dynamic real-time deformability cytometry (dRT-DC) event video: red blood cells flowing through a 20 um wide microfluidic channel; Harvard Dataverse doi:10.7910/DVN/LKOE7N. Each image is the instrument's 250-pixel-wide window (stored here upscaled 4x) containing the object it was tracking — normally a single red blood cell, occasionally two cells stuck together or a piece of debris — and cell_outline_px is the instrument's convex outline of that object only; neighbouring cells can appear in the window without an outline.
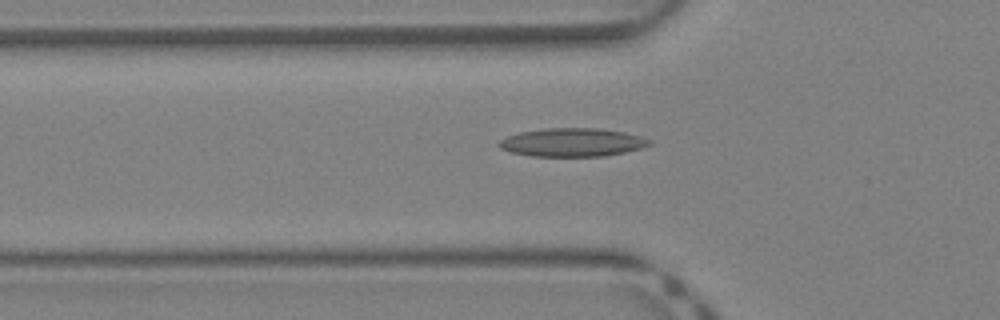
{"species": "Egyptian fruit bat (a non-hibernating species)", "species_latin": "Rousettus aegyptiacus", "temperature_condition": "warm", "stored_images_in_passage": 31, "camera_frame_rate_fps": 3000, "um_per_image_px": 0.085, "animal": {"sex": "female"}, "frame": {"image": 1, "passage_image": 5, "time_ms": 1.333, "image_size_px": [1000, 320], "cell_outline_px": [[652, 144], [640, 148], [624, 152], [604, 156], [532, 156], [512, 152], [500, 148], [496, 144], [500, 140], [508, 136], [520, 132], [548, 128], [600, 128], [624, 132], [640, 136], [652, 140]], "centroid_in_image_um": [48.65, 12.1], "position_along_channel_um": 77.1, "area_um2": 24.8}}
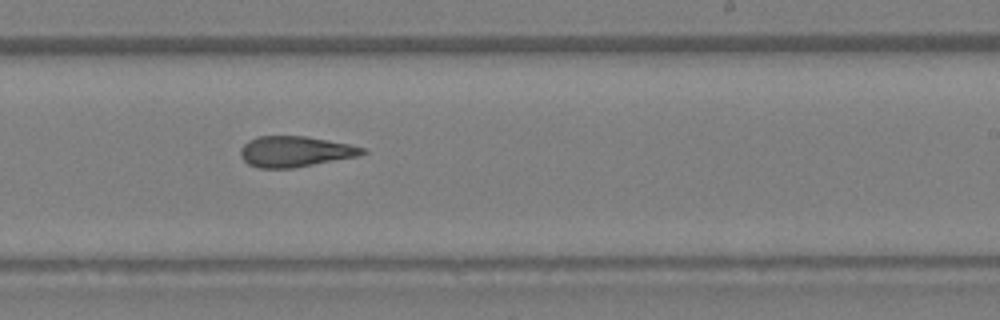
{"frame": {"image": 2, "passage_image": 16, "time_ms": 5.0, "image_size_px": [1000, 320], "cell_outline_px": [[368, 152], [356, 156], [292, 168], [260, 168], [248, 164], [240, 156], [240, 148], [248, 140], [260, 136], [304, 136], [348, 144], [364, 148]], "centroid_in_image_um": [25.03, 12.88], "position_along_channel_um": 264.0, "area_um2": 21.5}}
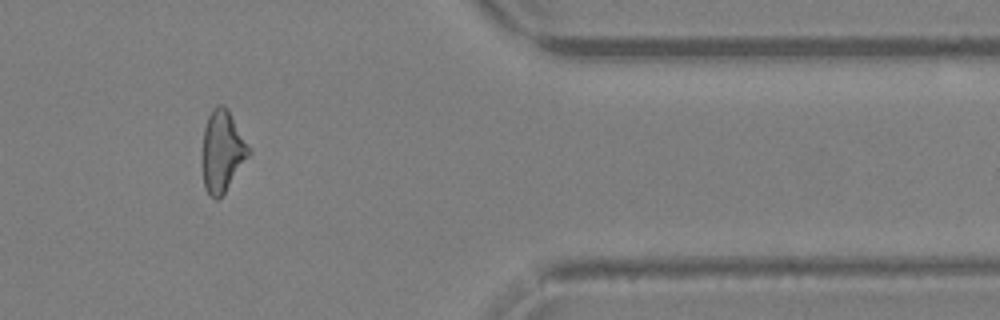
{"frame": {"image": 3, "passage_image": 25, "time_ms": 8.0, "image_size_px": [1000, 320], "cell_outline_px": [[252, 152], [224, 192], [216, 200], [204, 188], [204, 128], [208, 116], [212, 108], [216, 104], [224, 104], [228, 108], [252, 148]], "centroid_in_image_um": [18.95, 12.77], "position_along_channel_um": 392.5, "area_um2": 21.85}}